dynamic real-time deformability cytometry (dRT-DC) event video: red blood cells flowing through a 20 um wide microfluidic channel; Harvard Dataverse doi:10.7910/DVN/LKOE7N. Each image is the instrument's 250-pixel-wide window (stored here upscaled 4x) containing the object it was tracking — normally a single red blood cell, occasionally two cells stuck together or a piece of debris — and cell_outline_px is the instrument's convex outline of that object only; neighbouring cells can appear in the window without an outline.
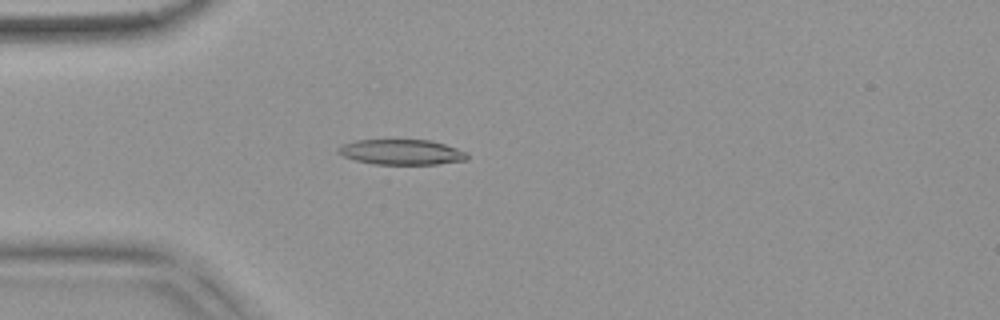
{"species": "common noctule bat (a hibernating species)", "species_latin": "Nyctalus noctula", "temperature_condition": "warm", "stored_images_in_passage": 53, "camera_frame_rate_fps": 3000, "um_per_image_px": 0.085, "animal": {"sex": "female", "body_mass_g": 18.4}, "frame": {"image": 1, "passage_image": 15, "time_ms": 4.667, "image_size_px": [1000, 320], "cell_outline_px": [[468, 160], [440, 164], [372, 164], [356, 160], [344, 156], [336, 152], [336, 148], [340, 144], [356, 140], [428, 140], [444, 144], [468, 152]], "centroid_in_image_um": [34.12, 12.93], "position_along_channel_um": 50.9, "area_um2": 19.13}}
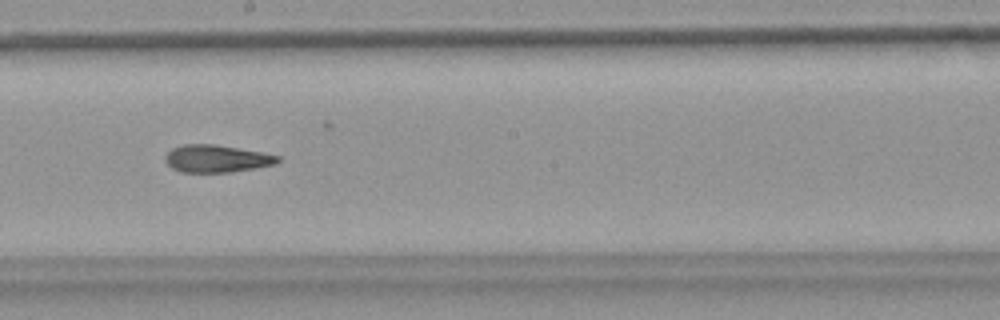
{"frame": {"image": 2, "passage_image": 30, "time_ms": 9.667, "image_size_px": [1000, 320], "cell_outline_px": [[280, 160], [276, 164], [256, 168], [232, 172], [180, 172], [172, 168], [164, 160], [164, 156], [172, 148], [184, 144], [212, 144], [260, 152], [280, 156]], "centroid_in_image_um": [18.39, 13.49], "position_along_channel_um": 229.8, "area_um2": 17.92}}
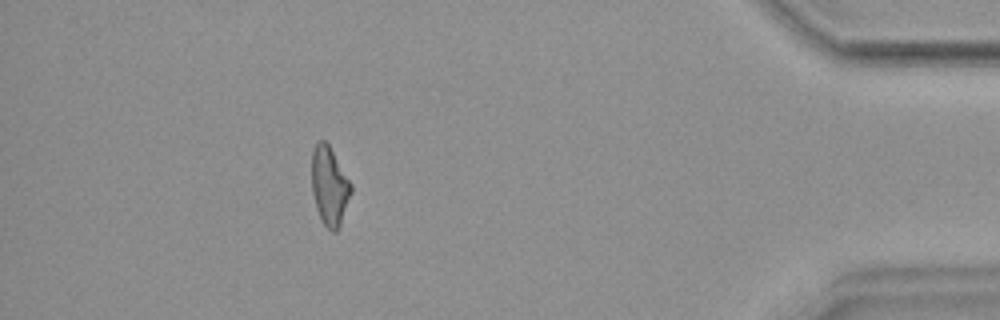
{"frame": {"image": 3, "passage_image": 48, "time_ms": 15.667, "image_size_px": [1000, 320], "cell_outline_px": [[352, 192], [340, 224], [336, 232], [332, 232], [324, 224], [316, 208], [312, 192], [312, 148], [320, 140], [324, 140], [328, 144], [352, 184]], "centroid_in_image_um": [28.0, 15.8], "position_along_channel_um": 407.2, "area_um2": 17.86}, "authors_computed_cell_mechanics": {"area_um2": 18.6694, "velocity_mm_per_s": 3.8038, "shape_relaxation_time_tau1_ms": null, "shape_relaxation_time_tau2_ms": 7.6624, "deformation_change_tau1": null, "deformation_change_tau2": 0.2165}}